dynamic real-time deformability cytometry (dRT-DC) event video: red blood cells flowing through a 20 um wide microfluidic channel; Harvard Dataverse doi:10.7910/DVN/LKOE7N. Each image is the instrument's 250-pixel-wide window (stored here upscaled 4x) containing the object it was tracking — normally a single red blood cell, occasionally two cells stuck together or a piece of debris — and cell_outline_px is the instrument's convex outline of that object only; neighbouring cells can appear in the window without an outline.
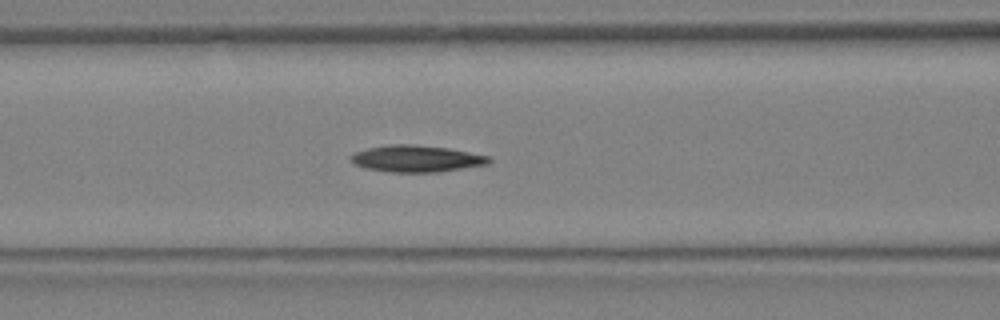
{"species": "Egyptian fruit bat (a non-hibernating species)", "species_latin": "Rousettus aegyptiacus", "temperature_condition": "warm", "stored_images_in_passage": 14, "camera_frame_rate_fps": 3000, "um_per_image_px": 0.085, "animal": {"sex": "female"}, "frame": {"image": 1, "passage_image": 12, "time_ms": 3.667, "image_size_px": [1000, 320], "cell_outline_px": [[492, 160], [488, 164], [440, 172], [388, 172], [364, 168], [352, 164], [348, 160], [348, 156], [352, 152], [368, 148], [392, 144], [416, 144], [448, 148], [492, 156]], "centroid_in_image_um": [35.35, 13.48], "position_along_channel_um": 131.2, "area_um2": 21.96}}
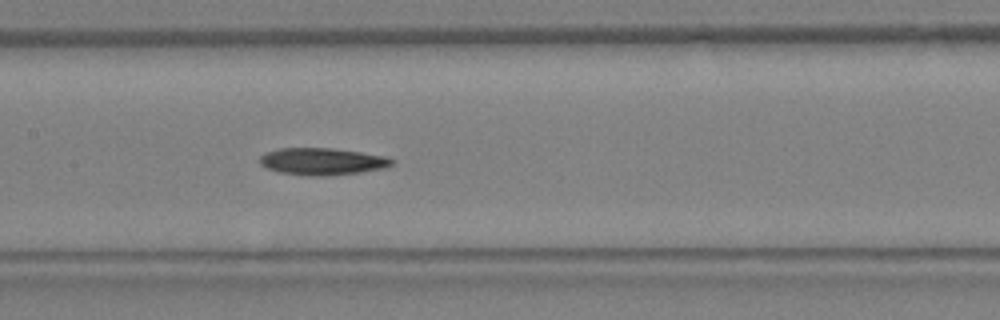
{"frame": {"image": 2, "passage_image": 14, "time_ms": 4.333, "image_size_px": [1000, 320], "cell_outline_px": [[392, 164], [384, 168], [360, 172], [324, 176], [312, 176], [280, 172], [268, 168], [260, 164], [260, 156], [264, 152], [280, 148], [332, 148], [360, 152], [384, 156], [392, 160]], "centroid_in_image_um": [27.35, 13.71], "position_along_channel_um": 180.1, "area_um2": 20.58}}